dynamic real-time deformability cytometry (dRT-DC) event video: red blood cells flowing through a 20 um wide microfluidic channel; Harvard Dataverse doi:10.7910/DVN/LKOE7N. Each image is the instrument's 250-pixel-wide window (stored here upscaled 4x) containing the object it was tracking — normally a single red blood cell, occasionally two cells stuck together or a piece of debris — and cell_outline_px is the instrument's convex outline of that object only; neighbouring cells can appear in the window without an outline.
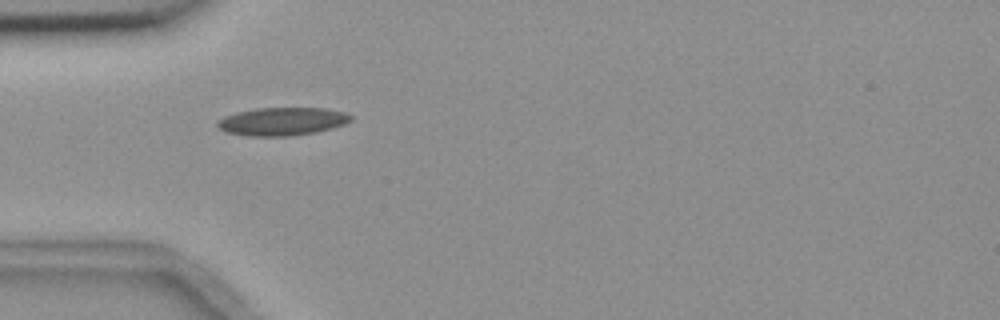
{"species": "common noctule bat (a hibernating species)", "species_latin": "Nyctalus noctula", "temperature_condition": "room temperature", "stored_images_in_passage": 2, "camera_frame_rate_fps": 3000, "um_per_image_px": 0.085, "animal": {"sex": "female", "body_mass_g": 18.4}, "frame": {"image": 1, "passage_image": 1, "time_ms": 0.0, "image_size_px": [1000, 320], "cell_outline_px": [[352, 120], [344, 124], [332, 128], [316, 132], [292, 136], [252, 136], [228, 132], [220, 128], [216, 124], [224, 116], [236, 112], [256, 108], [324, 108], [344, 112], [352, 116]], "centroid_in_image_um": [24.02, 10.32], "position_along_channel_um": 61.0, "area_um2": 21.68}}